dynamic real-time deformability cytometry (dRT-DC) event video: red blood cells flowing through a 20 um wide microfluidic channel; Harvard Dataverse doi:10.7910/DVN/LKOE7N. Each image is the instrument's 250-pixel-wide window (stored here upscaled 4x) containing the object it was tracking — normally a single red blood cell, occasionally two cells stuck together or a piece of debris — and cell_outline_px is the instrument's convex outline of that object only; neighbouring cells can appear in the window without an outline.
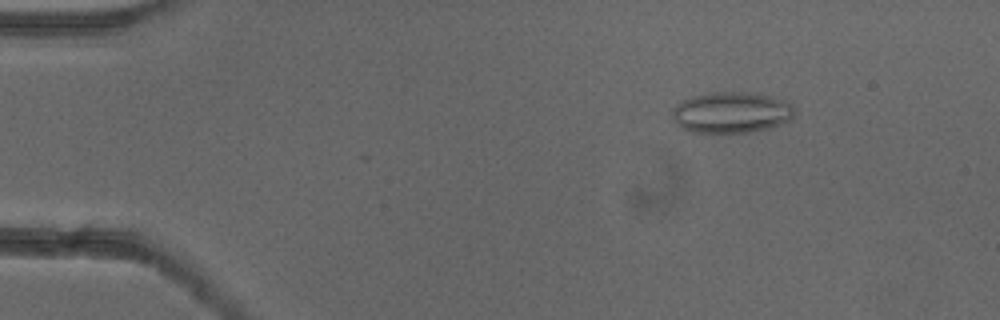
{"species": "common noctule bat (a hibernating species)", "species_latin": "Nyctalus noctula", "temperature_condition": "cold", "stored_images_in_passage": 31, "camera_frame_rate_fps": 3000, "um_per_image_px": 0.085, "animal": {"sex": "female"}, "frame": {"image": 1, "passage_image": 8, "time_ms": 2.333, "image_size_px": [1000, 320], "cell_outline_px": [[792, 116], [788, 120], [768, 128], [748, 132], [692, 132], [684, 128], [672, 116], [672, 108], [676, 104], [692, 96], [712, 92], [748, 92], [768, 96], [792, 104]], "centroid_in_image_um": [62.12, 9.55], "position_along_channel_um": 22.9, "area_um2": 28.55}}
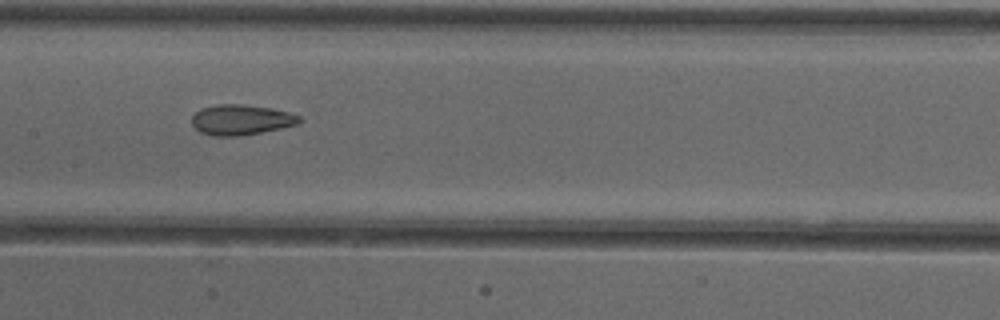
{"frame": {"image": 2, "passage_image": 27, "time_ms": 8.667, "image_size_px": [1000, 320], "cell_outline_px": [[304, 120], [300, 124], [240, 136], [212, 136], [200, 132], [192, 124], [192, 116], [200, 108], [220, 104], [244, 104], [272, 108], [288, 112], [300, 116]], "centroid_in_image_um": [20.51, 10.18], "position_along_channel_um": 186.9, "area_um2": 19.13}}
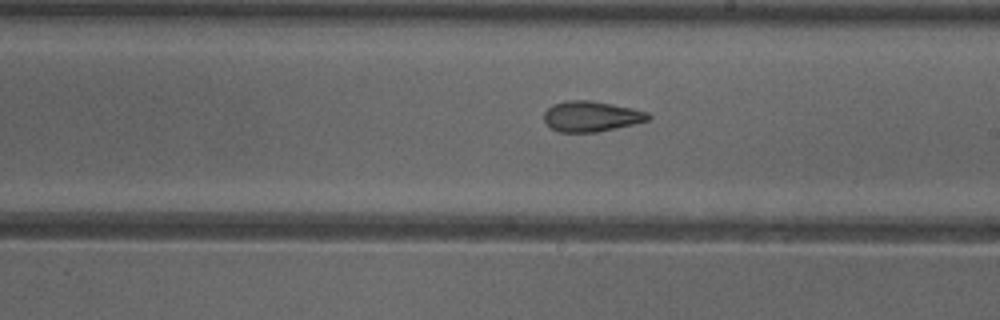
{"frame": {"image": 3, "passage_image": 31, "time_ms": 10.0, "image_size_px": [1000, 320], "cell_outline_px": [[652, 116], [648, 120], [632, 124], [596, 132], [560, 132], [552, 128], [544, 120], [544, 112], [552, 104], [564, 100], [592, 100], [632, 108], [648, 112]], "centroid_in_image_um": [50.24, 9.87], "position_along_channel_um": 238.8, "area_um2": 18.44}}